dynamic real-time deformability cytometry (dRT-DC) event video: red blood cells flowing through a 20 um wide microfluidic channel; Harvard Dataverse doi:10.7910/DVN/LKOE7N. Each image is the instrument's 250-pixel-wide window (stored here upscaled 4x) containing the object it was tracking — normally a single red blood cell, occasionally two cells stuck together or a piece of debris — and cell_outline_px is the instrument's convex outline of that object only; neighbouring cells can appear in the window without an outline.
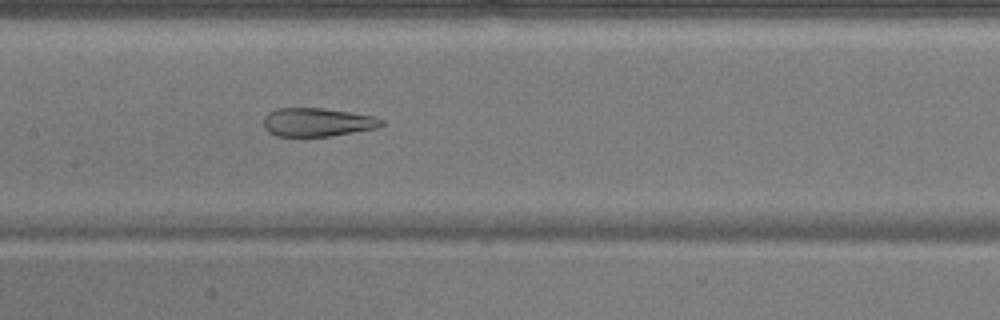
{"species": "common noctule bat (a hibernating species)", "species_latin": "Nyctalus noctula", "temperature_condition": "warm", "stored_images_in_passage": 42, "camera_frame_rate_fps": 3000, "um_per_image_px": 0.085, "animal": {"sex": "male", "body_mass_g": 17.9}, "frame": {"image": 1, "passage_image": 15, "time_ms": 4.667, "image_size_px": [1000, 320], "cell_outline_px": [[384, 124], [376, 128], [328, 136], [276, 136], [268, 132], [264, 128], [264, 116], [268, 112], [276, 108], [320, 108], [348, 112], [372, 116], [384, 120]], "centroid_in_image_um": [26.92, 10.38], "position_along_channel_um": 180.5, "area_um2": 19.42}}
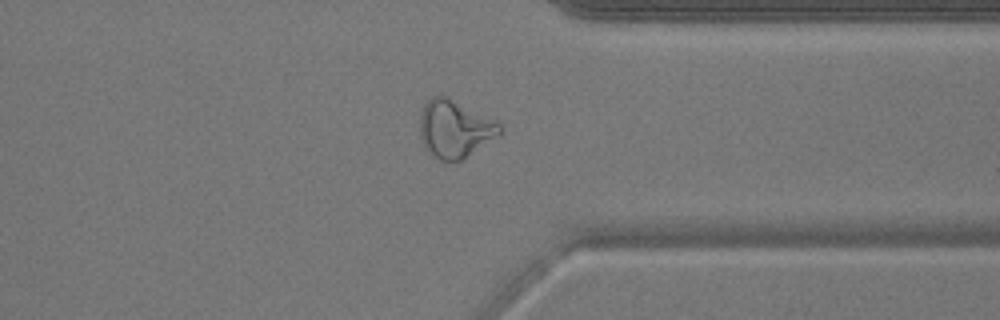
{"frame": {"image": 2, "passage_image": 30, "time_ms": 9.667, "image_size_px": [1000, 320], "cell_outline_px": [[500, 132], [464, 160], [452, 164], [440, 160], [432, 156], [424, 144], [420, 136], [420, 116], [424, 104], [432, 96], [448, 96], [500, 124]], "centroid_in_image_um": [38.6, 10.99], "position_along_channel_um": 372.8, "area_um2": 26.53}}
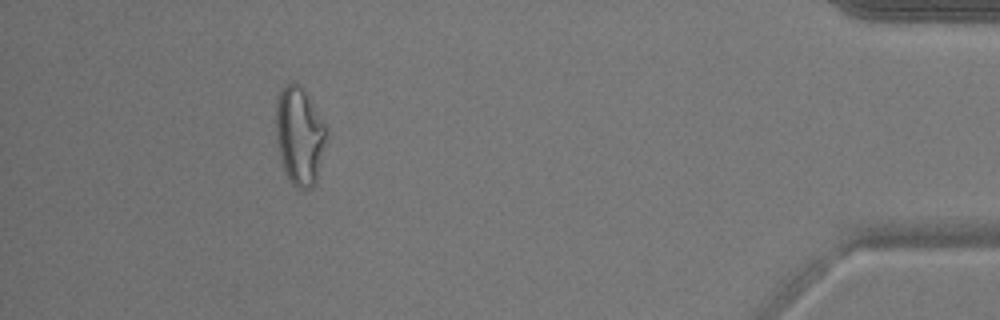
{"frame": {"image": 3, "passage_image": 37, "time_ms": 12.0, "image_size_px": [1000, 320], "cell_outline_px": [[328, 136], [316, 180], [312, 188], [296, 188], [292, 184], [280, 160], [276, 140], [276, 96], [280, 88], [284, 84], [292, 80], [296, 80], [300, 84], [308, 96], [328, 128]], "centroid_in_image_um": [25.45, 11.47], "position_along_channel_um": 409.7, "area_um2": 29.42}, "authors_computed_cell_mechanics": {"area_um2": 24.4783, "velocity_mm_per_s": 3.9136, "shape_relaxation_time_tau1_ms": null, "shape_relaxation_time_tau2_ms": 1.9968, "deformation_change_tau1": null, "deformation_change_tau2": 0.087}}